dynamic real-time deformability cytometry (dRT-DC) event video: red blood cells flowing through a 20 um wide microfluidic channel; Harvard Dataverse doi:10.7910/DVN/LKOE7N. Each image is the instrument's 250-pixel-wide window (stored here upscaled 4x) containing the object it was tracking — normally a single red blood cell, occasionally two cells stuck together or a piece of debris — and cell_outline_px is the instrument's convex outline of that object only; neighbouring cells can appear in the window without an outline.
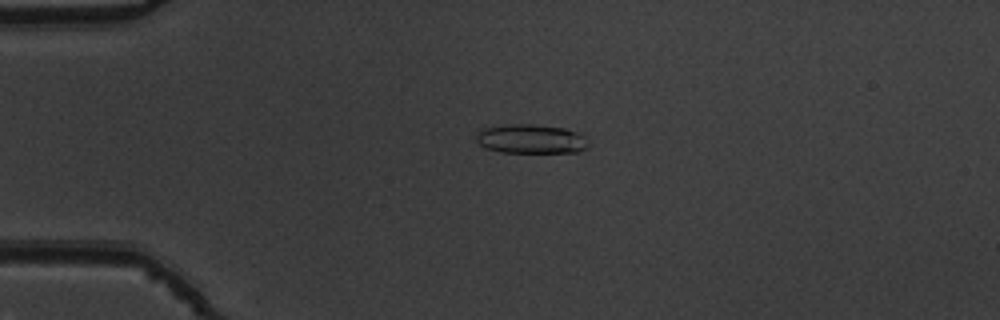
{"species": "common noctule bat (a hibernating species)", "species_latin": "Nyctalus noctula", "temperature_condition": "warm", "stored_images_in_passage": 44, "camera_frame_rate_fps": 3000, "um_per_image_px": 0.085, "animal": {"sex": "male", "body_mass_g": 19.5, "forearm_length_mm": 54.6}, "frame": {"image": 1, "passage_image": 4, "time_ms": 1.0, "image_size_px": [1000, 320], "cell_outline_px": [[588, 144], [584, 148], [576, 152], [500, 152], [484, 148], [476, 140], [476, 136], [484, 128], [508, 124], [532, 124], [564, 128], [580, 132]], "centroid_in_image_um": [45.11, 11.81], "position_along_channel_um": 39.9, "area_um2": 18.9}}
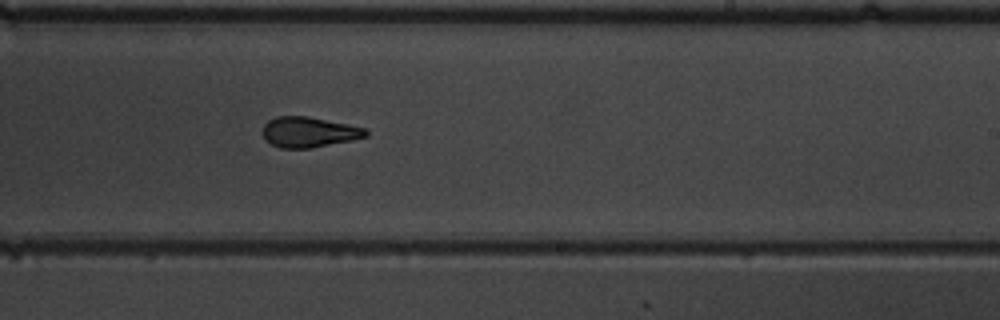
{"frame": {"image": 2, "passage_image": 24, "time_ms": 7.667, "image_size_px": [1000, 320], "cell_outline_px": [[368, 136], [312, 148], [280, 148], [264, 140], [264, 124], [268, 120], [276, 116], [308, 116], [348, 124], [364, 128], [368, 132]], "centroid_in_image_um": [26.23, 11.22], "position_along_channel_um": 262.8, "area_um2": 18.15}}
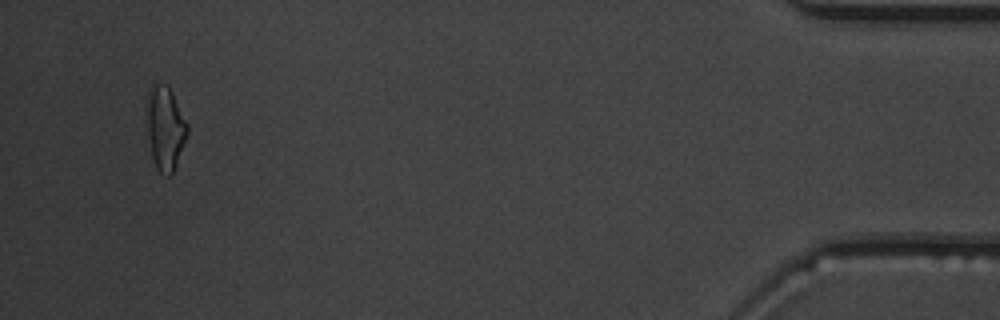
{"frame": {"image": 3, "passage_image": 42, "time_ms": 13.667, "image_size_px": [1000, 320], "cell_outline_px": [[188, 132], [172, 176], [168, 176], [160, 172], [156, 168], [152, 156], [148, 136], [144, 108], [144, 100], [148, 88], [152, 84], [168, 84], [188, 124]], "centroid_in_image_um": [14.0, 10.82], "position_along_channel_um": 421.2, "area_um2": 20.35}, "authors_computed_cell_mechanics": {"area_um2": 18.8139, "velocity_mm_per_s": 3.8548, "shape_relaxation_time_tau1_ms": 7.2919, "shape_relaxation_time_tau2_ms": 1.5674, "deformation_change_tau1": 0.2317, "deformation_change_tau2": 0.0933}}